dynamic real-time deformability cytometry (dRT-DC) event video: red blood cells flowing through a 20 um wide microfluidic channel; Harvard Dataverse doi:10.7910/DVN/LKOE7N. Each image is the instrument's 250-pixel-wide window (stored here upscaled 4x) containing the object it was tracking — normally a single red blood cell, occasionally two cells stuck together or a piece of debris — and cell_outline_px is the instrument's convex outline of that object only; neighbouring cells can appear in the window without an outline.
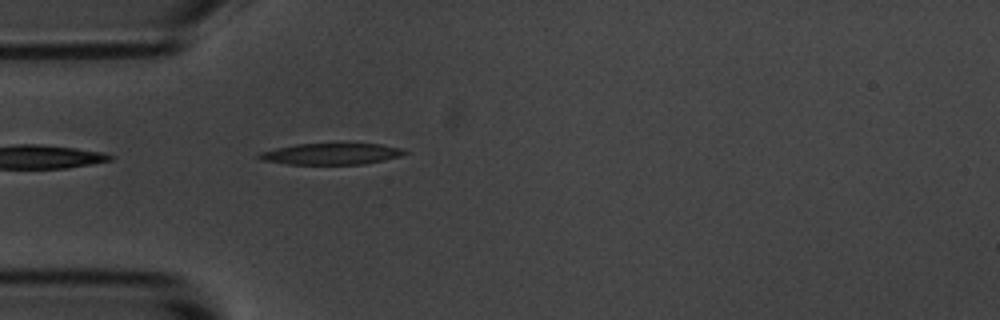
{"species": "common noctule bat (a hibernating species)", "species_latin": "Nyctalus noctula", "temperature_condition": "room temperature", "stored_images_in_passage": 3, "camera_frame_rate_fps": 3000, "um_per_image_px": 0.085, "animal": {"sex": "male", "body_mass_g": 20.1, "forearm_length_mm": 53.5}, "frame": {"image": 1, "passage_image": 3, "time_ms": 2.333, "image_size_px": [1000, 320], "cell_outline_px": [[408, 152], [400, 156], [384, 160], [364, 164], [288, 164], [260, 160], [256, 156], [260, 152], [276, 148], [296, 144], [380, 144], [400, 148]], "centroid_in_image_um": [28.12, 13.08], "position_along_channel_um": 56.9, "area_um2": 17.92}}